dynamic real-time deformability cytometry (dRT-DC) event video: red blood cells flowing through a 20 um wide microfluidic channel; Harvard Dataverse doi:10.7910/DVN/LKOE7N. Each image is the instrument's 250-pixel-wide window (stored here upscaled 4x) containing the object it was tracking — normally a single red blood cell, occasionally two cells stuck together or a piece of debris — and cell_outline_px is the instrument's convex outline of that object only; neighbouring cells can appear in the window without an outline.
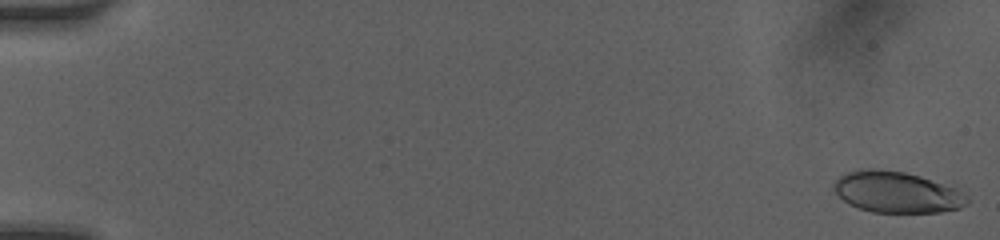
{"species": "human", "species_latin": "Homo sapiens", "temperature_condition": "room temperature", "stored_images_in_passage": 53, "camera_frame_rate_fps": 3000, "um_per_image_px": 0.085, "donor": {"sex": "female"}, "frame": {"image": 1, "passage_image": 1, "time_ms": 0.0, "image_size_px": [1000, 240], "cell_outline_px": [[968, 204], [960, 208], [940, 212], [872, 212], [848, 204], [832, 188], [832, 184], [840, 176], [848, 172], [860, 168], [872, 168], [904, 172], [920, 176], [952, 188], [968, 196]], "centroid_in_image_um": [76.18, 16.33], "position_along_channel_um": 8.8, "area_um2": 31.67}}
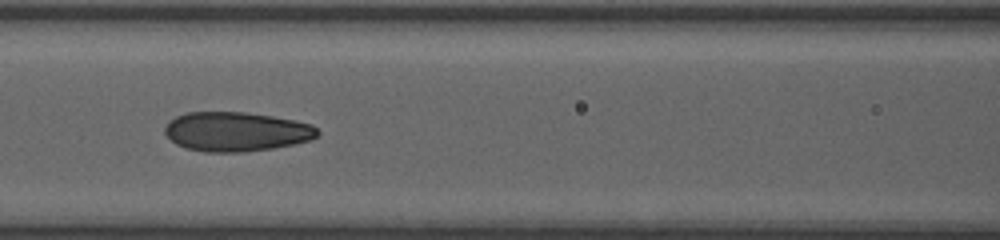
{"frame": {"image": 2, "passage_image": 32, "time_ms": 7.667, "image_size_px": [1000, 240], "cell_outline_px": [[320, 132], [316, 136], [308, 140], [292, 144], [272, 148], [244, 152], [204, 152], [188, 148], [176, 144], [164, 132], [164, 128], [168, 120], [176, 116], [188, 112], [244, 112], [272, 116], [296, 120], [312, 124]], "centroid_in_image_um": [20.06, 11.18], "position_along_channel_um": 146.5, "area_um2": 34.97}}
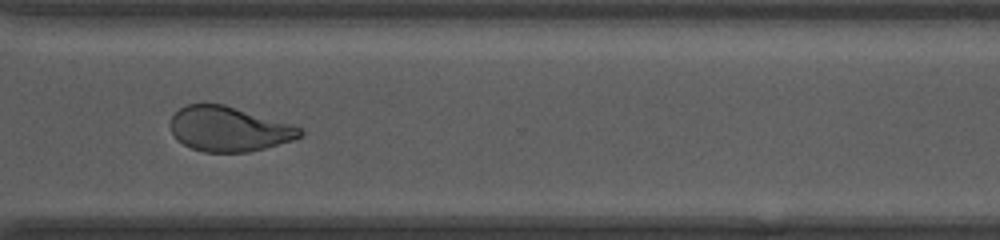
{"frame": {"image": 3, "passage_image": 52, "time_ms": 12.667, "image_size_px": [1000, 240], "cell_outline_px": [[304, 132], [300, 136], [292, 140], [264, 148], [248, 152], [204, 152], [192, 148], [176, 140], [172, 132], [172, 116], [180, 108], [188, 104], [224, 104], [296, 124]], "centroid_in_image_um": [19.49, 10.96], "position_along_channel_um": 351.1, "area_um2": 33.87}}